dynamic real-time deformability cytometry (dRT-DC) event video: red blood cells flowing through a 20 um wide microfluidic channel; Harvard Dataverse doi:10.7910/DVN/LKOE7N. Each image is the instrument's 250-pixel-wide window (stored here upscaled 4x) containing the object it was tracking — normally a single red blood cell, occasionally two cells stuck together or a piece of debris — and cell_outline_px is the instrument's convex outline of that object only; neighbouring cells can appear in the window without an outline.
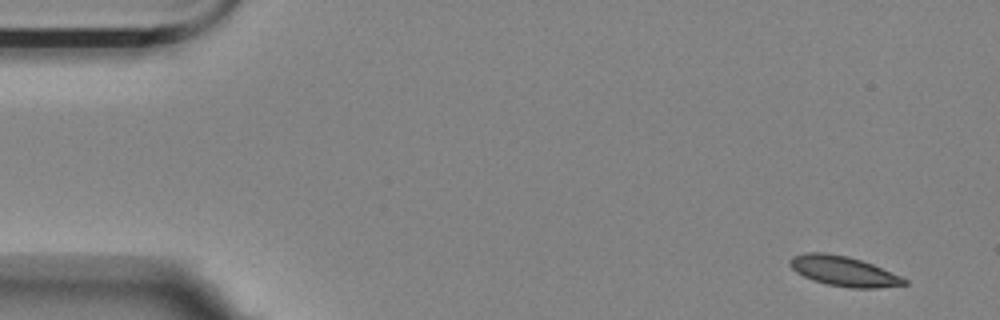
{"species": "Egyptian fruit bat (a non-hibernating species)", "species_latin": "Rousettus aegyptiacus", "temperature_condition": "room temperature", "stored_images_in_passage": 4, "camera_frame_rate_fps": 3000, "um_per_image_px": 0.085, "animal": {"sex": "female"}, "frame": {"image": 1, "passage_image": 1, "time_ms": 0.0, "image_size_px": [1000, 320], "cell_outline_px": [[908, 284], [876, 288], [848, 288], [828, 284], [812, 280], [796, 272], [788, 264], [788, 260], [792, 256], [804, 252], [824, 252], [848, 256], [872, 264], [900, 276], [908, 280]], "centroid_in_image_um": [71.67, 23.04], "position_along_channel_um": 13.3, "area_um2": 20.0}}